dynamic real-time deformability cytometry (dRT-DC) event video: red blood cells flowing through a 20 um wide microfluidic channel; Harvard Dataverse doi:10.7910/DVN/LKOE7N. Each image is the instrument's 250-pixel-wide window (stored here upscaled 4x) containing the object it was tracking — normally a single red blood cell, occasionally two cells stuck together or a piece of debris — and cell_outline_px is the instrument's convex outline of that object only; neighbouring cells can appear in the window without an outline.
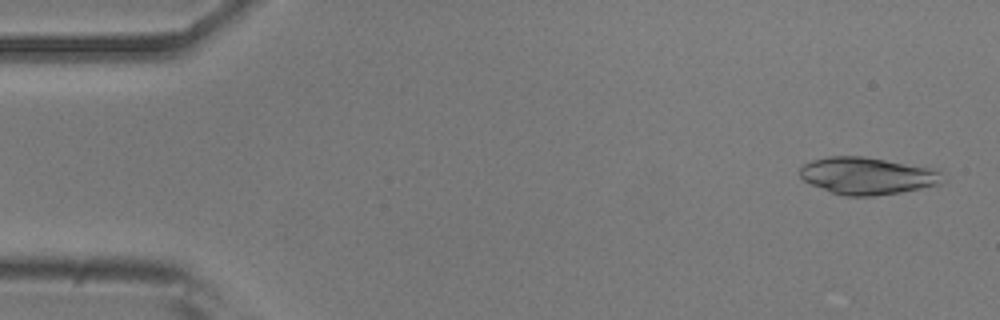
{"species": "common noctule bat (a hibernating species)", "species_latin": "Nyctalus noctula", "temperature_condition": "room temperature", "stored_images_in_passage": 52, "camera_frame_rate_fps": 3000, "um_per_image_px": 0.085, "animal": {"sex": "male", "body_mass_g": 20.5, "forearm_length_mm": 52.5}, "frame": {"image": 1, "passage_image": 2, "time_ms": 0.333, "image_size_px": [1000, 320], "cell_outline_px": [[940, 184], [900, 192], [872, 196], [848, 196], [832, 192], [812, 184], [804, 180], [800, 176], [800, 168], [804, 164], [812, 160], [828, 156], [864, 156], [940, 168]], "centroid_in_image_um": [73.74, 14.92], "position_along_channel_um": 11.3, "area_um2": 30.87}}
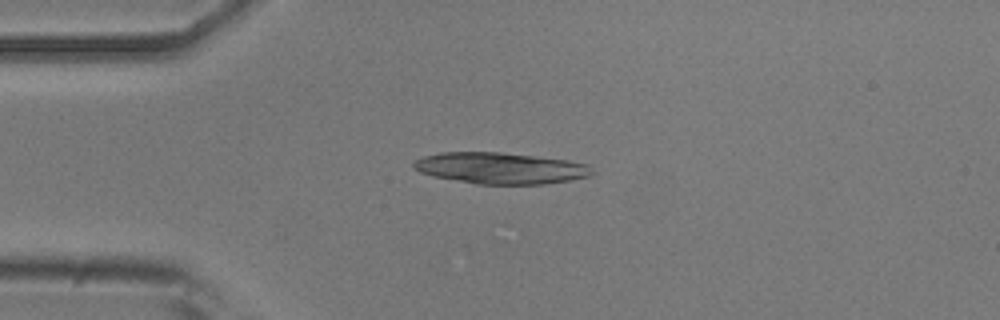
{"frame": {"image": 2, "passage_image": 12, "time_ms": 3.667, "image_size_px": [1000, 320], "cell_outline_px": [[596, 172], [588, 176], [568, 180], [544, 184], [476, 184], [432, 176], [420, 172], [412, 168], [412, 164], [416, 160], [424, 156], [440, 152], [500, 152], [536, 156], [568, 160], [588, 164]], "centroid_in_image_um": [42.53, 14.29], "position_along_channel_um": 42.5, "area_um2": 32.66}}